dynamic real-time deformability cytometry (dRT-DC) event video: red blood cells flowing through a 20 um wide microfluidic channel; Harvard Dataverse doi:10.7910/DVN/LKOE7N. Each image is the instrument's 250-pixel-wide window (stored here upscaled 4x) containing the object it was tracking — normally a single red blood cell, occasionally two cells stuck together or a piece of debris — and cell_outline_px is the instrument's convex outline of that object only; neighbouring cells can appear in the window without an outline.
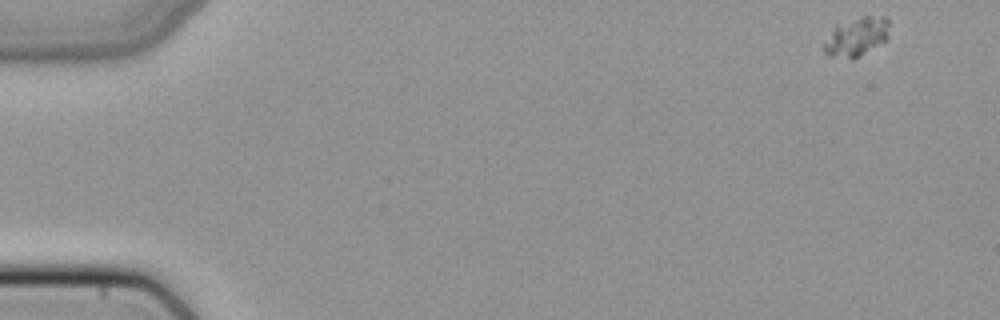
{"species": "common noctule bat (a hibernating species)", "species_latin": "Nyctalus noctula", "temperature_condition": "cold", "stored_images_in_passage": 48, "camera_frame_rate_fps": 3000, "um_per_image_px": 0.085, "animal": {"sex": "female", "body_mass_g": 22.7, "forearm_length_mm": 54.2}, "frame": {"image": 1, "passage_image": 1, "time_ms": 0.0, "image_size_px": [1000, 320], "cell_outline_px": [[888, 36], [884, 40], [860, 56], [852, 60], [828, 56], [824, 52], [824, 44], [836, 24], [864, 16], [888, 16]], "centroid_in_image_um": [72.79, 3.13], "position_along_channel_um": 12.2, "area_um2": 14.62}}
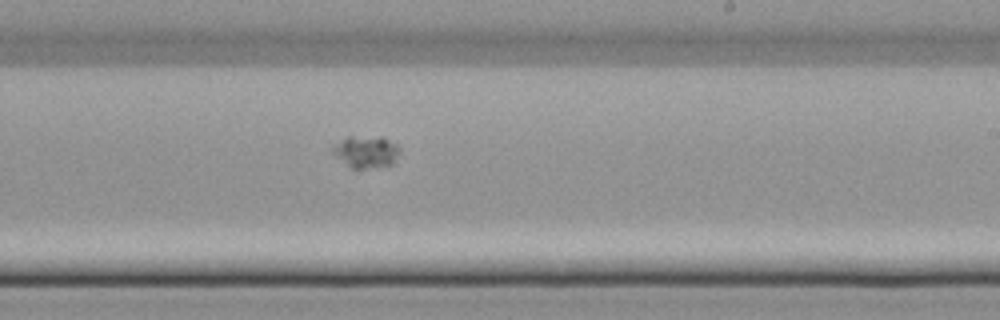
{"frame": {"image": 2, "passage_image": 29, "time_ms": 9.333, "image_size_px": [1000, 320], "cell_outline_px": [[400, 152], [392, 164], [364, 168], [352, 168], [336, 156], [332, 152], [332, 144], [348, 136], [380, 136], [396, 144], [400, 148]], "centroid_in_image_um": [31.1, 12.86], "position_along_channel_um": 257.9, "area_um2": 12.43}}
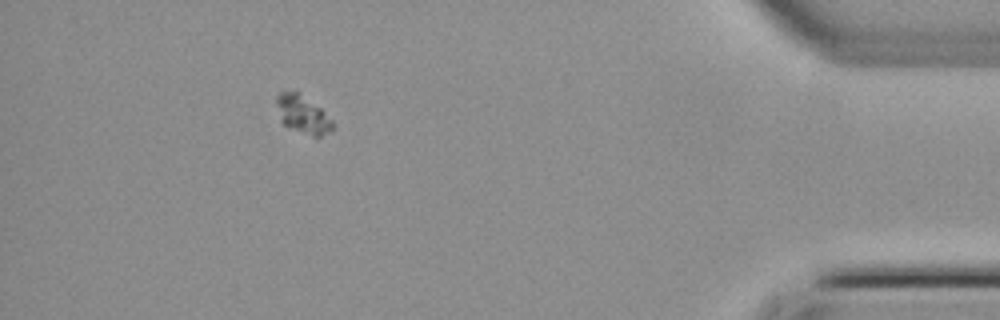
{"frame": {"image": 3, "passage_image": 44, "time_ms": 14.333, "image_size_px": [1000, 320], "cell_outline_px": [[332, 132], [320, 136], [312, 136], [284, 124], [280, 120], [276, 104], [276, 96], [280, 92], [296, 92], [320, 108], [332, 120]], "centroid_in_image_um": [25.72, 9.74], "position_along_channel_um": 409.5, "area_um2": 11.96}}